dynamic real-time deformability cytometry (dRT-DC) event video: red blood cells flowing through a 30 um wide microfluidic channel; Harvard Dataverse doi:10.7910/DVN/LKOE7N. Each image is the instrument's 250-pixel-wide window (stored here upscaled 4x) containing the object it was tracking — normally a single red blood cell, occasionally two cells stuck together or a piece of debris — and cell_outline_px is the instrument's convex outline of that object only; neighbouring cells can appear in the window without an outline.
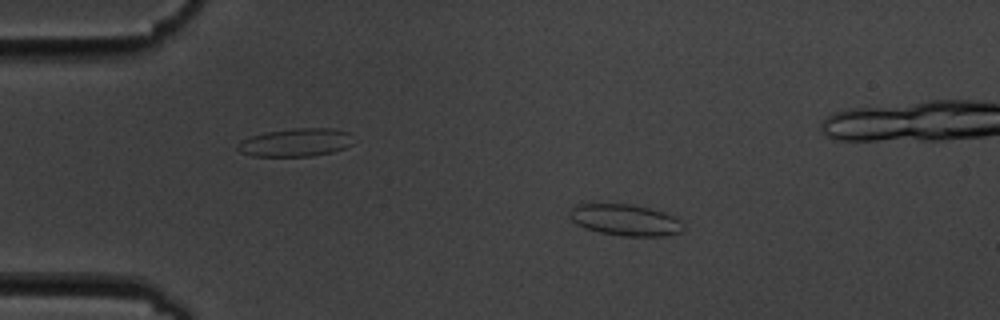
{"species": "common noctule bat (a hibernating species)", "species_latin": "Nyctalus noctula", "temperature_condition": "cold", "stored_images_in_passage": 5, "camera_frame_rate_fps": 3000, "um_per_image_px": 0.085, "animal": {"sex": "male", "body_mass_g": 19.5, "forearm_length_mm": 54.6}, "frame": {"image": 1, "passage_image": 2, "time_ms": 2.333, "image_size_px": [1000, 320], "cell_outline_px": [[684, 228], [680, 232], [664, 236], [620, 236], [600, 232], [584, 228], [576, 224], [568, 216], [572, 208], [576, 204], [632, 204], [664, 212], [680, 220], [684, 224]], "centroid_in_image_um": [53.14, 18.7], "position_along_channel_um": 31.9, "area_um2": 20.81}}